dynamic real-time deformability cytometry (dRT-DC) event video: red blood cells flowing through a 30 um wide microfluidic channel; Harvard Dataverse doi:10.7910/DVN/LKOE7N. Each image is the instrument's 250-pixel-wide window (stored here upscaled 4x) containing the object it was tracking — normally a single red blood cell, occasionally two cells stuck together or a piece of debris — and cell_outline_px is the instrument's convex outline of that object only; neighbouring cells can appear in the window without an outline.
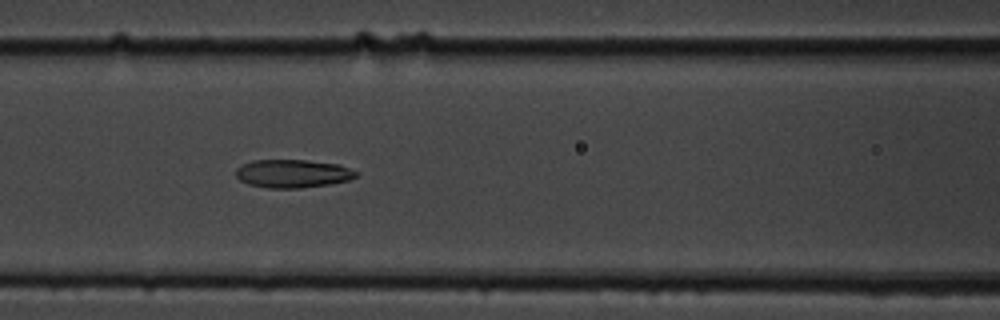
{"species": "common noctule bat (a hibernating species)", "species_latin": "Nyctalus noctula", "temperature_condition": "cold", "stored_images_in_passage": 36, "camera_frame_rate_fps": 3000, "um_per_image_px": 0.085, "animal": {"sex": "male", "body_mass_g": 19.5, "forearm_length_mm": 54.6}, "frame": {"image": 1, "passage_image": 11, "time_ms": 3.333, "image_size_px": [1000, 320], "cell_outline_px": [[360, 172], [356, 176], [348, 180], [328, 184], [300, 188], [268, 188], [248, 184], [240, 180], [236, 176], [236, 168], [252, 160], [304, 160], [340, 164]], "centroid_in_image_um": [24.89, 14.75], "position_along_channel_um": 141.7, "area_um2": 19.77}}
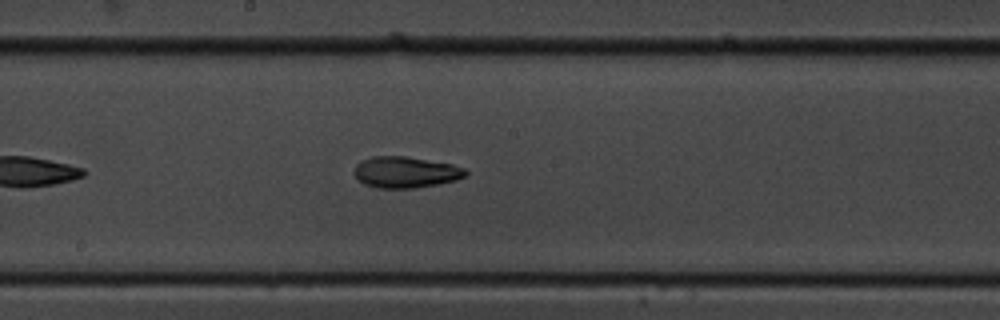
{"frame": {"image": 2, "passage_image": 17, "time_ms": 5.333, "image_size_px": [1000, 320], "cell_outline_px": [[468, 172], [464, 176], [456, 180], [416, 188], [376, 188], [364, 184], [352, 172], [356, 164], [360, 160], [372, 156], [404, 156], [452, 164], [464, 168]], "centroid_in_image_um": [34.43, 14.63], "position_along_channel_um": 213.8, "area_um2": 20.29}}
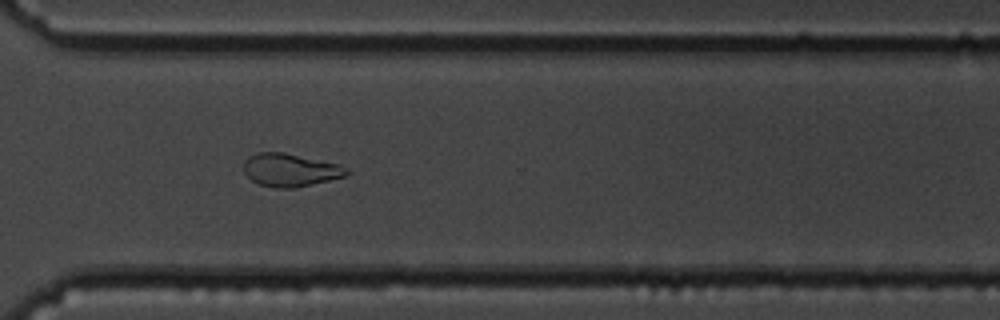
{"frame": {"image": 3, "passage_image": 28, "time_ms": 9.0, "image_size_px": [1000, 320], "cell_outline_px": [[352, 172], [348, 176], [312, 184], [292, 188], [276, 188], [260, 184], [252, 180], [244, 172], [244, 160], [248, 156], [256, 152], [284, 152], [340, 164], [348, 168]], "centroid_in_image_um": [24.71, 14.44], "position_along_channel_um": 345.9, "area_um2": 20.0}}